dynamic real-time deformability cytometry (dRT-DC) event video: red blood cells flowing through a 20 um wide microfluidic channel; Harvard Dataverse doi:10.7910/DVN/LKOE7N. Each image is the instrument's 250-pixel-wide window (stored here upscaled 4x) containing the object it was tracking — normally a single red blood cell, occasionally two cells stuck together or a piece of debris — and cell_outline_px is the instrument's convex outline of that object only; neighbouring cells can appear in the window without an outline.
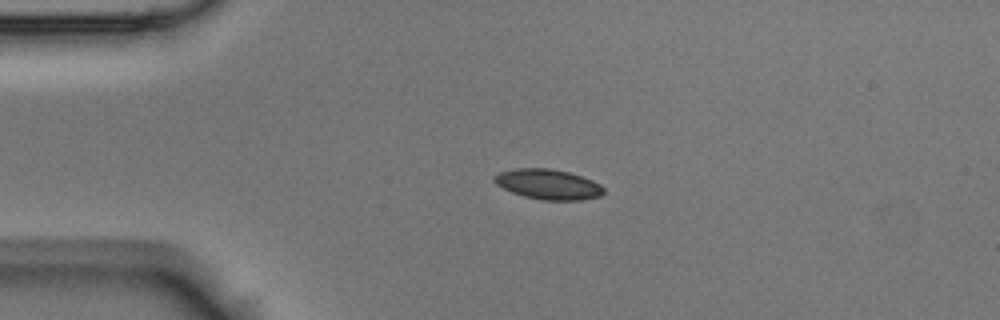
{"species": "Egyptian fruit bat (a non-hibernating species)", "species_latin": "Rousettus aegyptiacus", "temperature_condition": "room temperature", "stored_images_in_passage": 45, "camera_frame_rate_fps": 3000, "um_per_image_px": 0.085, "animal": {"sex": "male"}, "frame": {"image": 1, "passage_image": 1, "time_ms": 0.0, "image_size_px": [1000, 320], "cell_outline_px": [[604, 192], [600, 196], [580, 200], [544, 200], [524, 196], [512, 192], [496, 184], [492, 180], [492, 176], [500, 172], [516, 168], [548, 168], [568, 172], [592, 180], [600, 184], [604, 188]], "centroid_in_image_um": [46.57, 15.66], "position_along_channel_um": 38.4, "area_um2": 19.13}}
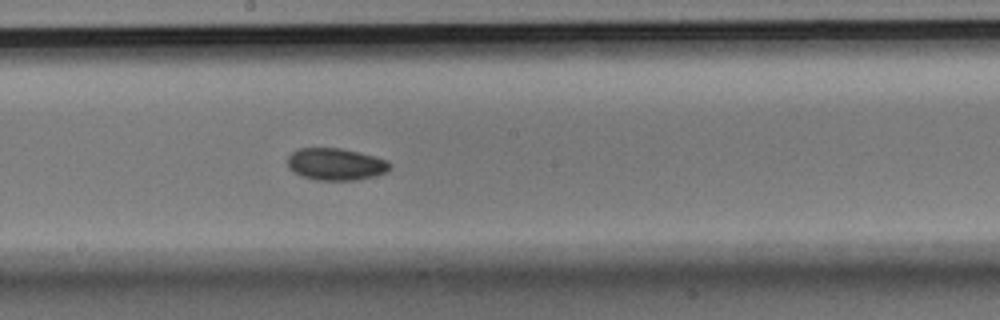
{"frame": {"image": 2, "passage_image": 19, "time_ms": 6.0, "image_size_px": [1000, 320], "cell_outline_px": [[392, 168], [388, 172], [376, 176], [356, 180], [316, 180], [300, 176], [288, 168], [288, 156], [292, 152], [300, 148], [340, 148], [376, 156], [388, 160], [392, 164]], "centroid_in_image_um": [28.58, 13.96], "position_along_channel_um": 219.6, "area_um2": 19.42}}
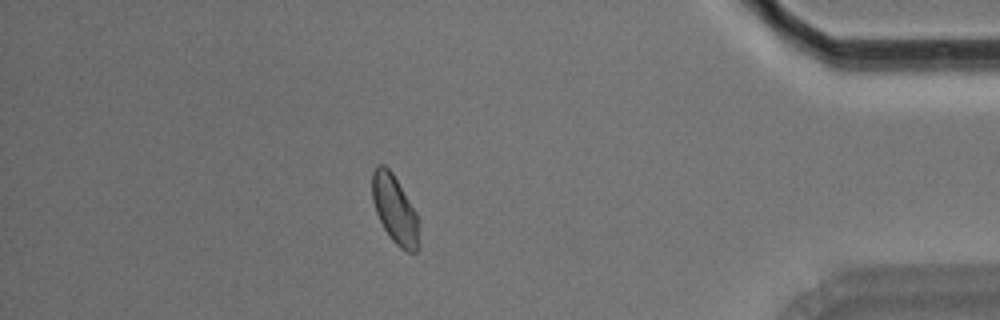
{"frame": {"image": 3, "passage_image": 38, "time_ms": 12.333, "image_size_px": [1000, 320], "cell_outline_px": [[420, 244], [416, 252], [408, 252], [400, 248], [392, 240], [384, 228], [376, 212], [372, 200], [372, 172], [376, 164], [384, 164], [392, 172], [416, 212]], "centroid_in_image_um": [33.55, 17.8], "position_along_channel_um": 401.7, "area_um2": 18.55}, "authors_computed_cell_mechanics": {"area_um2": 18.9584, "velocity_mm_per_s": 3.5081, "shape_relaxation_time_tau1_ms": 3.1236, "shape_relaxation_time_tau2_ms": 8.0133, "deformation_change_tau1": 0.0655, "deformation_change_tau2": 0.0967}}